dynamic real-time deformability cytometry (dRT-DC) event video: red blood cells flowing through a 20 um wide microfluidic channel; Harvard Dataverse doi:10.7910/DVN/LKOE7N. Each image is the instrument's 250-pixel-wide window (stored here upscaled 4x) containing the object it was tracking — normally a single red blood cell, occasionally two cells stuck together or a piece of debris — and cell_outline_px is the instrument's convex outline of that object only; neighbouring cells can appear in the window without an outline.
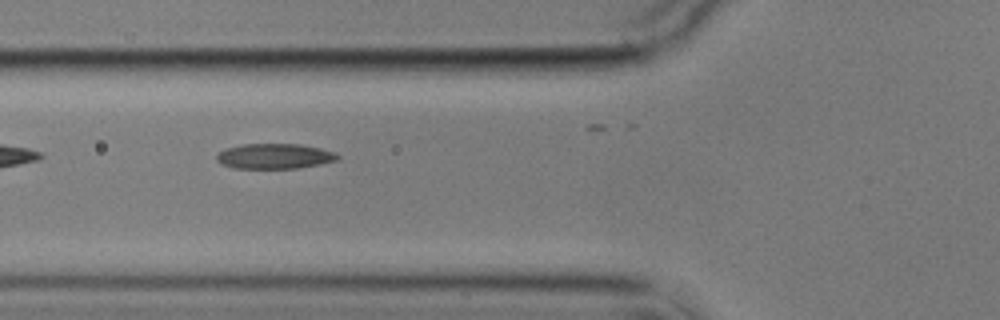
{"species": "common noctule bat (a hibernating species)", "species_latin": "Nyctalus noctula", "temperature_condition": "cold", "stored_images_in_passage": 13, "camera_frame_rate_fps": 3000, "um_per_image_px": 0.085, "animal": {"sex": "male", "body_mass_g": 17.9}, "frame": {"image": 1, "passage_image": 4, "time_ms": 4.333, "image_size_px": [1000, 320], "cell_outline_px": [[340, 160], [320, 164], [296, 168], [232, 168], [220, 164], [216, 160], [216, 156], [220, 152], [228, 148], [244, 144], [300, 144], [320, 148], [332, 152], [340, 156]], "centroid_in_image_um": [23.34, 13.28], "position_along_channel_um": 102.5, "area_um2": 17.69}}
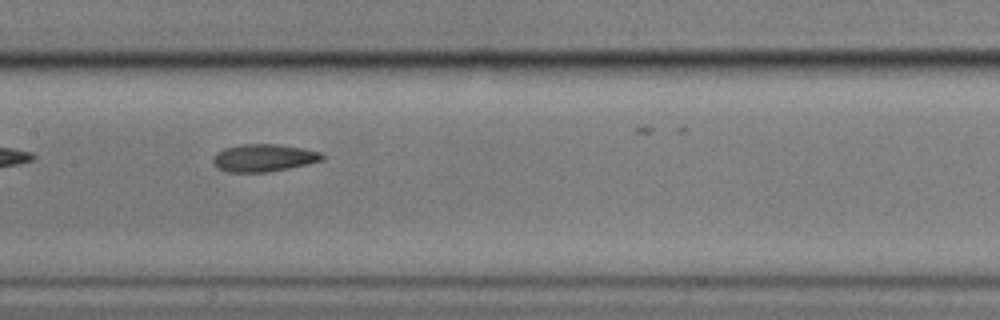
{"frame": {"image": 2, "passage_image": 6, "time_ms": 6.667, "image_size_px": [1000, 320], "cell_outline_px": [[324, 160], [308, 164], [268, 172], [228, 172], [216, 168], [212, 164], [212, 156], [216, 152], [224, 148], [240, 144], [276, 144], [304, 148], [320, 152], [324, 156]], "centroid_in_image_um": [22.37, 13.42], "position_along_channel_um": 185.0, "area_um2": 17.74}}
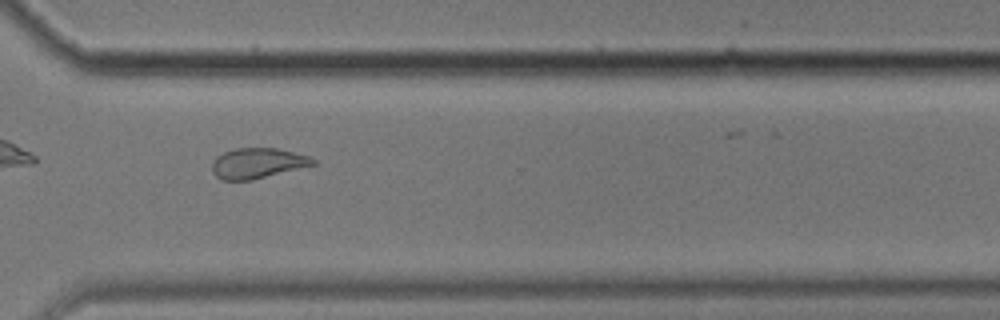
{"frame": {"image": 3, "passage_image": 10, "time_ms": 11.333, "image_size_px": [1000, 320], "cell_outline_px": [[316, 164], [252, 180], [220, 180], [212, 172], [212, 164], [216, 156], [224, 152], [236, 148], [276, 148], [308, 156], [316, 160]], "centroid_in_image_um": [21.86, 13.88], "position_along_channel_um": 348.7, "area_um2": 17.74}, "authors_computed_cell_mechanics": {"area_um2": 18.0914, "velocity_mm_per_s": 3.517, "shape_relaxation_time_tau1_ms": 4.1977, "shape_relaxation_time_tau2_ms": 3.6229, "deformation_change_tau1": 0.1189, "deformation_change_tau2": 0.0867}}